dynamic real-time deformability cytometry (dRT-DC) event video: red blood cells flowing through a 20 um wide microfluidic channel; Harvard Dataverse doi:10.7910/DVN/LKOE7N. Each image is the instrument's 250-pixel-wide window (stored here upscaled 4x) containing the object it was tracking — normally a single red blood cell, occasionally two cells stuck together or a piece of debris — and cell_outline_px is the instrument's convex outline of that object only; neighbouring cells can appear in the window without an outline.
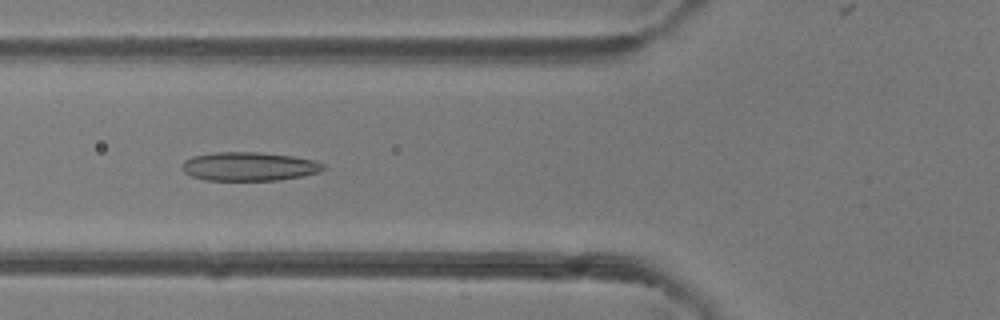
{"species": "common noctule bat (a hibernating species)", "species_latin": "Nyctalus noctula", "temperature_condition": "room temperature", "stored_images_in_passage": 42, "camera_frame_rate_fps": 3000, "um_per_image_px": 0.085, "animal": {"sex": "female"}, "frame": {"image": 1, "passage_image": 18, "time_ms": 5.667, "image_size_px": [1000, 320], "cell_outline_px": [[324, 168], [320, 172], [280, 180], [204, 180], [192, 176], [184, 172], [180, 168], [180, 164], [184, 160], [192, 156], [212, 152], [256, 152], [292, 156], [312, 160], [324, 164]], "centroid_in_image_um": [21.1, 14.14], "position_along_channel_um": 104.7, "area_um2": 23.7}}
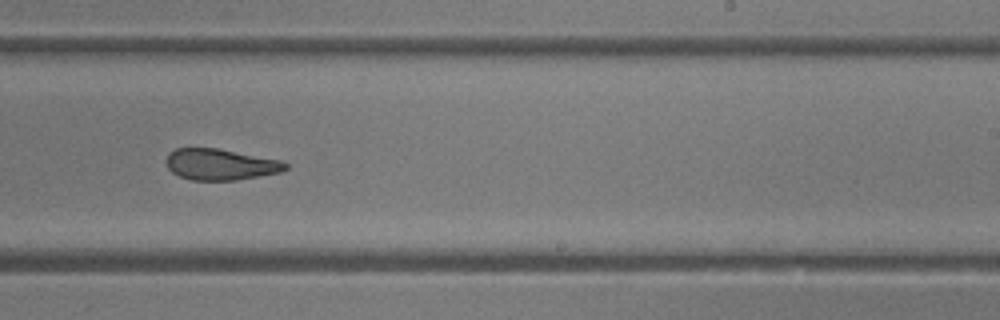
{"frame": {"image": 2, "passage_image": 30, "time_ms": 9.667, "image_size_px": [1000, 320], "cell_outline_px": [[288, 168], [280, 172], [260, 176], [236, 180], [192, 180], [180, 176], [172, 172], [168, 168], [164, 160], [168, 152], [176, 148], [216, 148], [280, 160], [288, 164]], "centroid_in_image_um": [18.7, 13.97], "position_along_channel_um": 270.3, "area_um2": 21.68}}
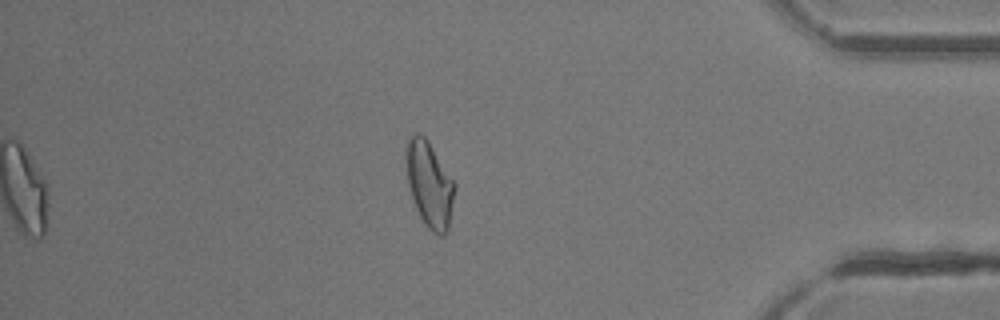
{"frame": {"image": 3, "passage_image": 42, "time_ms": 13.667, "image_size_px": [1000, 320], "cell_outline_px": [[456, 188], [448, 232], [444, 236], [440, 236], [432, 232], [424, 224], [416, 208], [408, 184], [404, 156], [404, 148], [408, 136], [416, 132], [420, 132], [428, 140], [456, 184]], "centroid_in_image_um": [36.49, 15.63], "position_along_channel_um": 398.7, "area_um2": 24.85}, "authors_computed_cell_mechanics": {"area_um2": 23.7558, "velocity_mm_per_s": 4.1514, "shape_relaxation_time_tau1_ms": null, "shape_relaxation_time_tau2_ms": 2.4528, "deformation_change_tau1": null, "deformation_change_tau2": 0.1023}}